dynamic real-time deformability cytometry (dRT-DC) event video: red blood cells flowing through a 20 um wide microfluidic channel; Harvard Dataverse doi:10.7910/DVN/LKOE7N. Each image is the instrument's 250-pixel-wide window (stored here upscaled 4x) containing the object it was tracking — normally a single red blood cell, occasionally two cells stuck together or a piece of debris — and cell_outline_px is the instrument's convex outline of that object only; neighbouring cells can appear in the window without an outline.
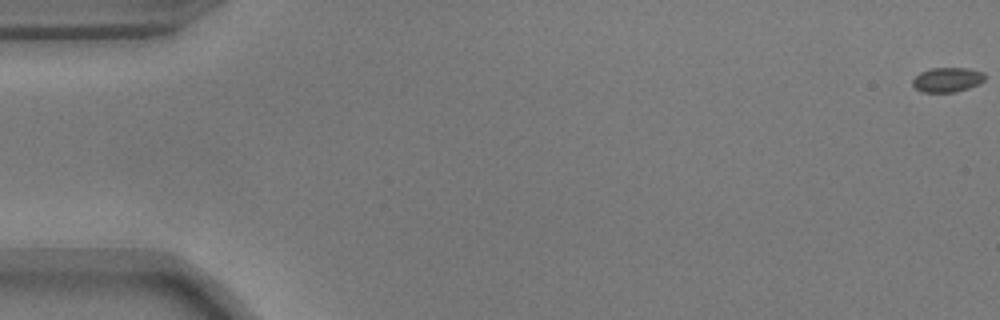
{"species": "common noctule bat (a hibernating species)", "species_latin": "Nyctalus noctula", "temperature_condition": "warm", "stored_images_in_passage": 56, "camera_frame_rate_fps": 3000, "um_per_image_px": 0.085, "animal": {"sex": "male", "body_mass_g": 17.9}, "frame": {"image": 1, "passage_image": 1, "time_ms": 0.0, "image_size_px": [1000, 320], "cell_outline_px": [[984, 80], [980, 84], [956, 92], [924, 92], [916, 88], [912, 84], [912, 80], [920, 72], [932, 68], [968, 68], [984, 72]], "centroid_in_image_um": [80.54, 6.77], "position_along_channel_um": 4.5, "area_um2": 10.35}}
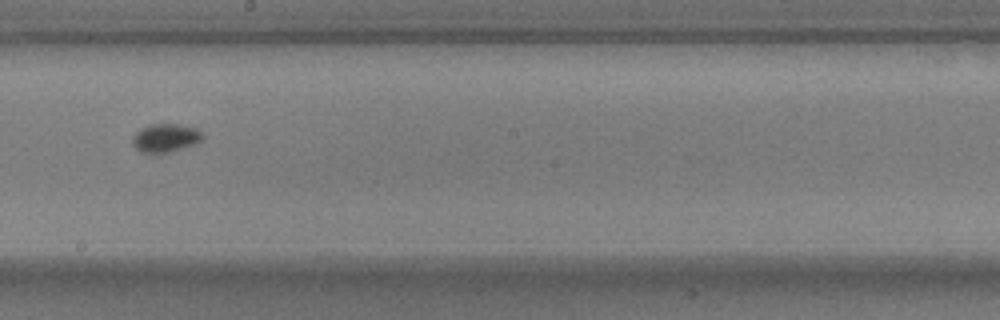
{"frame": {"image": 2, "passage_image": 32, "time_ms": 10.333, "image_size_px": [1000, 320], "cell_outline_px": [[204, 136], [196, 144], [168, 152], [140, 152], [132, 144], [132, 136], [140, 128], [152, 124], [180, 124], [196, 128]], "centroid_in_image_um": [14.05, 11.71], "position_along_channel_um": 234.1, "area_um2": 11.5}}
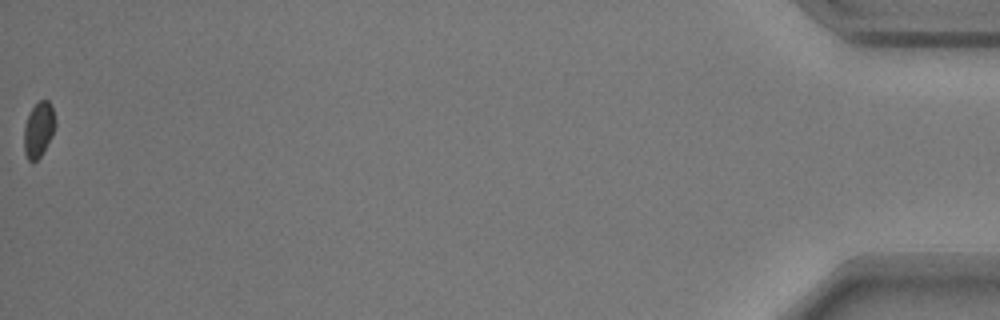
{"frame": {"image": 3, "passage_image": 56, "time_ms": 18.333, "image_size_px": [1000, 320], "cell_outline_px": [[56, 124], [52, 136], [40, 156], [36, 160], [28, 160], [24, 152], [24, 124], [28, 112], [40, 100], [48, 100], [52, 108], [56, 120]], "centroid_in_image_um": [3.27, 10.99], "position_along_channel_um": 431.9, "area_um2": 10.06}, "authors_computed_cell_mechanics": {"area_um2": 10.5196, "velocity_mm_per_s": 3.7175, "shape_relaxation_time_tau1_ms": 2.6098, "shape_relaxation_time_tau2_ms": null, "deformation_change_tau1": 0.104, "deformation_change_tau2": null}}